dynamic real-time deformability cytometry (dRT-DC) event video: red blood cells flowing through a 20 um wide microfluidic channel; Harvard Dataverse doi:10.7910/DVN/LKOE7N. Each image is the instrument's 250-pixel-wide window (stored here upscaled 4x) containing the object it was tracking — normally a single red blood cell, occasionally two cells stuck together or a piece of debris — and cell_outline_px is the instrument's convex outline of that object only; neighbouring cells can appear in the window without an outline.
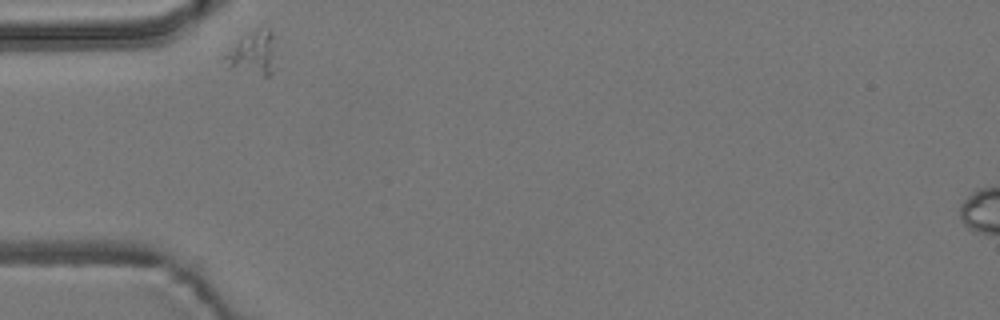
{"species": "common noctule bat (a hibernating species)", "species_latin": "Nyctalus noctula", "temperature_condition": "room temperature", "stored_images_in_passage": 4, "camera_frame_rate_fps": 3000, "um_per_image_px": 0.085, "animal": {"sex": "male", "body_mass_g": 19.2, "forearm_length_mm": 51.8}, "frame": {"image": 1, "passage_image": 1, "time_ms": 0.0, "image_size_px": [1000, 320], "cell_outline_px": [[272, 72], [268, 76], [264, 76], [232, 64], [224, 56], [256, 28], [264, 24], [272, 32]], "centroid_in_image_um": [21.61, 4.43], "position_along_channel_um": 63.4, "area_um2": 11.16}}
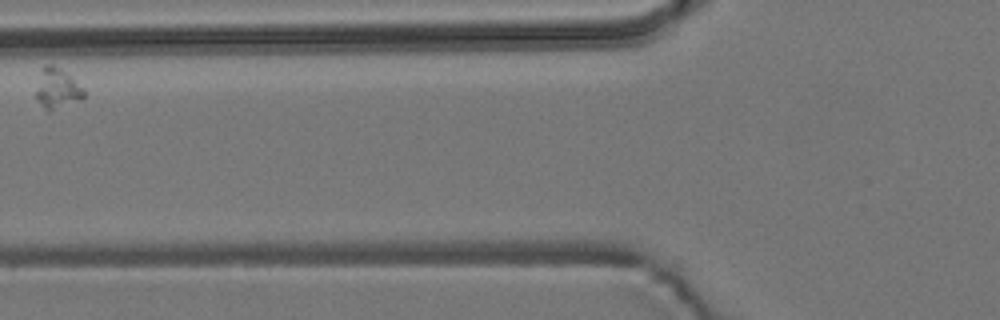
{"frame": {"image": 2, "passage_image": 2, "time_ms": 2.0, "image_size_px": [1000, 320], "cell_outline_px": [[84, 96], [80, 100], [48, 112], [36, 100], [36, 92], [40, 68], [44, 64], [52, 64], [60, 68], [84, 88]], "centroid_in_image_um": [4.83, 7.51], "position_along_channel_um": 121.0, "area_um2": 11.27}}
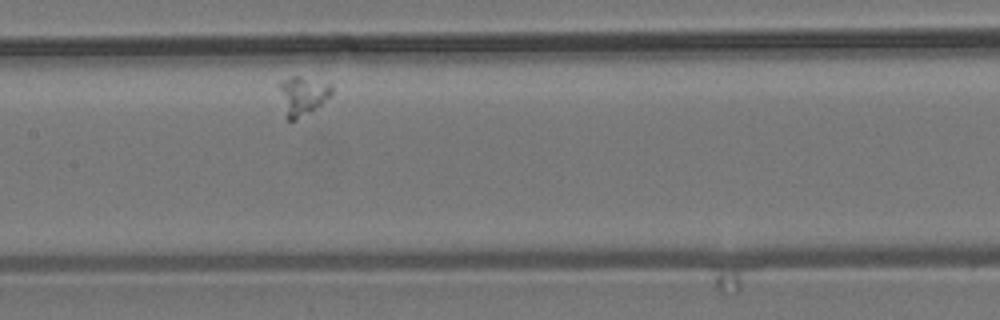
{"frame": {"image": 3, "passage_image": 4, "time_ms": 4.0, "image_size_px": [1000, 320], "cell_outline_px": [[332, 92], [320, 104], [296, 120], [288, 120], [284, 116], [276, 84], [292, 76], [300, 76], [332, 84]], "centroid_in_image_um": [25.63, 8.12], "position_along_channel_um": 181.8, "area_um2": 11.91}}